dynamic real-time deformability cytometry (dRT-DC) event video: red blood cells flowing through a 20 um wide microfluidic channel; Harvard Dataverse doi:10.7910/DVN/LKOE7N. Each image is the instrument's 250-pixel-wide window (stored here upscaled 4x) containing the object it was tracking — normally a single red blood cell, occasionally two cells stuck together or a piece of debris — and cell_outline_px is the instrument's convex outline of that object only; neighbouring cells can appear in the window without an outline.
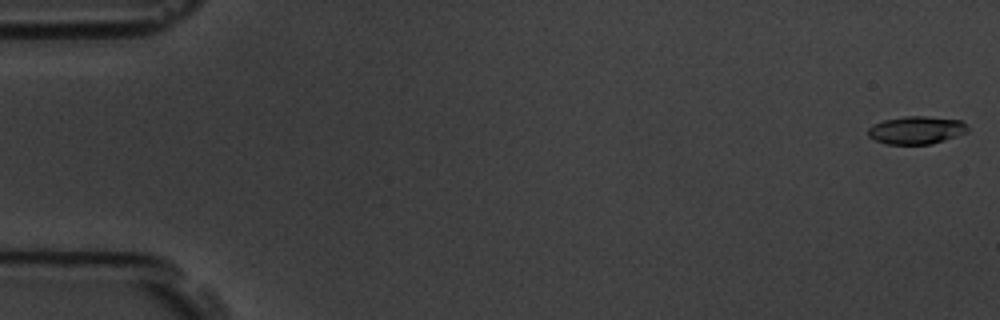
{"species": "common noctule bat (a hibernating species)", "species_latin": "Nyctalus noctula", "temperature_condition": "room temperature", "stored_images_in_passage": 58, "camera_frame_rate_fps": 3000, "um_per_image_px": 0.085, "animal": {"sex": "male", "body_mass_g": 19.5, "forearm_length_mm": 54.6}, "frame": {"image": 1, "passage_image": 1, "time_ms": 0.0, "image_size_px": [1000, 320], "cell_outline_px": [[968, 132], [932, 144], [884, 144], [868, 136], [868, 128], [872, 124], [884, 120], [904, 116], [924, 116], [960, 120], [968, 128]], "centroid_in_image_um": [77.86, 11.06], "position_along_channel_um": 7.1, "area_um2": 16.13}}
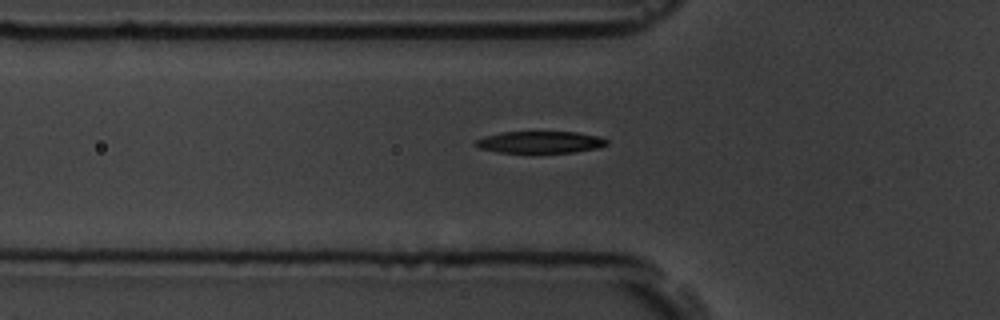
{"frame": {"image": 2, "passage_image": 20, "time_ms": 6.333, "image_size_px": [1000, 320], "cell_outline_px": [[608, 144], [596, 148], [572, 152], [496, 152], [480, 148], [472, 144], [476, 140], [484, 136], [504, 132], [576, 132], [600, 136], [608, 140]], "centroid_in_image_um": [45.9, 12.07], "position_along_channel_um": 79.9, "area_um2": 16.59}}
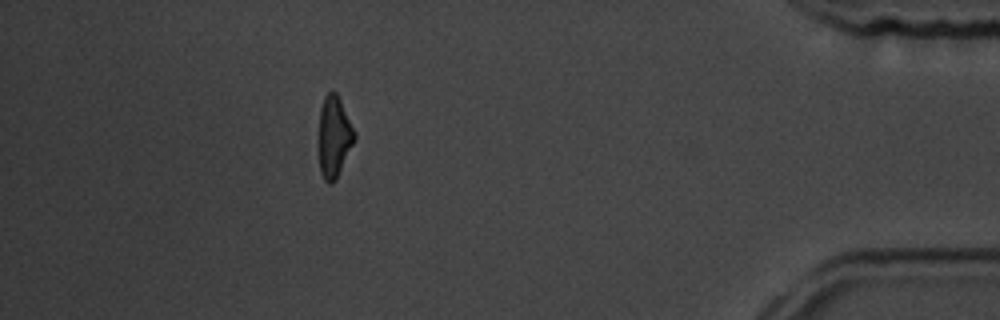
{"frame": {"image": 3, "passage_image": 52, "time_ms": 17.0, "image_size_px": [1000, 320], "cell_outline_px": [[356, 136], [336, 180], [332, 184], [328, 184], [324, 180], [320, 172], [320, 108], [324, 96], [332, 88], [336, 92], [356, 132]], "centroid_in_image_um": [28.4, 11.61], "position_along_channel_um": 406.8, "area_um2": 16.7}, "authors_computed_cell_mechanics": {"area_um2": 17.4556, "velocity_mm_per_s": 3.5381, "shape_relaxation_time_tau1_ms": 3.171, "shape_relaxation_time_tau2_ms": 5.291, "deformation_change_tau1": 0.1822, "deformation_change_tau2": 0.1415}}